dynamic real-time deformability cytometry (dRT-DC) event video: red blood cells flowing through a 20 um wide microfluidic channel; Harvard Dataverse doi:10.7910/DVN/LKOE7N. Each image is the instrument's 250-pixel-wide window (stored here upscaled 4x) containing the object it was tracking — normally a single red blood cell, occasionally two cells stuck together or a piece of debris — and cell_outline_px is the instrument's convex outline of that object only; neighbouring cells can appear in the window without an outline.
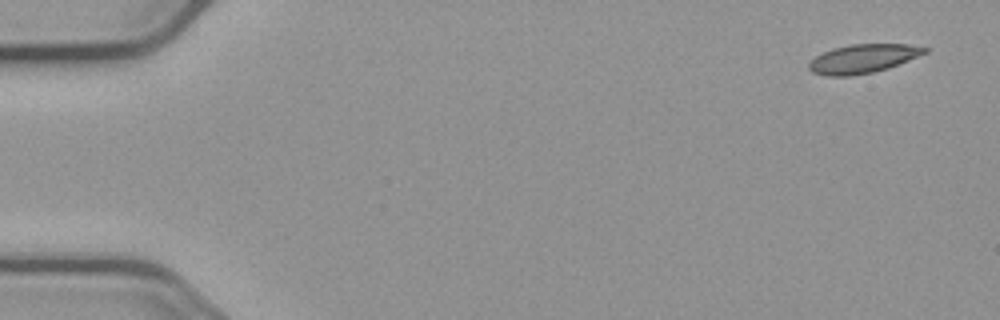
{"species": "common noctule bat (a hibernating species)", "species_latin": "Nyctalus noctula", "temperature_condition": "cold", "stored_images_in_passage": 6, "camera_frame_rate_fps": 3000, "um_per_image_px": 0.085, "animal": {"sex": "male", "body_mass_g": 23.1, "forearm_length_mm": 52.7}, "frame": {"image": 1, "passage_image": 1, "time_ms": 0.0, "image_size_px": [1000, 320], "cell_outline_px": [[928, 52], [888, 68], [872, 72], [848, 76], [828, 76], [812, 72], [808, 68], [808, 64], [816, 56], [832, 48], [852, 44], [908, 44], [928, 48]], "centroid_in_image_um": [73.34, 4.98], "position_along_channel_um": 11.7, "area_um2": 19.25}}
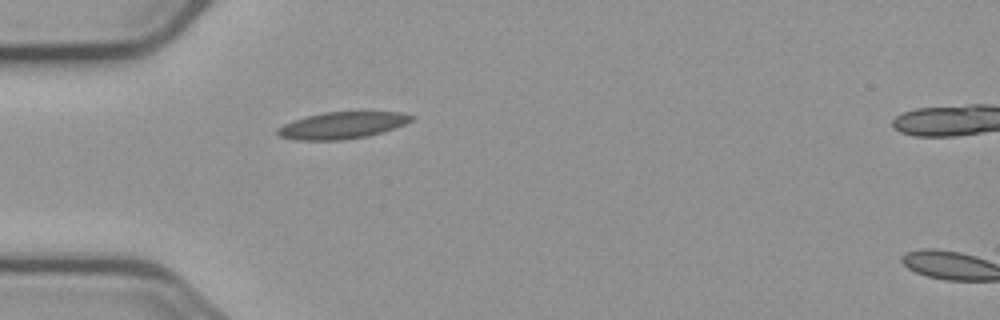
{"frame": {"image": 2, "passage_image": 5, "time_ms": 4.667, "image_size_px": [1000, 320], "cell_outline_px": [[416, 116], [412, 120], [396, 128], [368, 136], [344, 140], [292, 140], [280, 136], [276, 132], [276, 128], [292, 120], [304, 116], [324, 112], [404, 112]], "centroid_in_image_um": [29.07, 10.65], "position_along_channel_um": 55.9, "area_um2": 21.15}}